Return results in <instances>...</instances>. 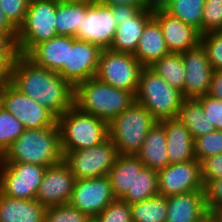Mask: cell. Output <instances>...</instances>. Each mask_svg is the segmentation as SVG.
Here are the masks:
<instances>
[{"instance_id": "15", "label": "cell", "mask_w": 222, "mask_h": 222, "mask_svg": "<svg viewBox=\"0 0 222 222\" xmlns=\"http://www.w3.org/2000/svg\"><path fill=\"white\" fill-rule=\"evenodd\" d=\"M115 199L108 175L75 181L70 204L88 217H96Z\"/></svg>"}, {"instance_id": "2", "label": "cell", "mask_w": 222, "mask_h": 222, "mask_svg": "<svg viewBox=\"0 0 222 222\" xmlns=\"http://www.w3.org/2000/svg\"><path fill=\"white\" fill-rule=\"evenodd\" d=\"M63 161L58 123L41 129H25L0 157V162H23L44 167Z\"/></svg>"}, {"instance_id": "40", "label": "cell", "mask_w": 222, "mask_h": 222, "mask_svg": "<svg viewBox=\"0 0 222 222\" xmlns=\"http://www.w3.org/2000/svg\"><path fill=\"white\" fill-rule=\"evenodd\" d=\"M197 99L202 103L205 115L212 122L215 130L222 131V100L207 94Z\"/></svg>"}, {"instance_id": "36", "label": "cell", "mask_w": 222, "mask_h": 222, "mask_svg": "<svg viewBox=\"0 0 222 222\" xmlns=\"http://www.w3.org/2000/svg\"><path fill=\"white\" fill-rule=\"evenodd\" d=\"M88 216L70 203L48 207L44 222H85Z\"/></svg>"}, {"instance_id": "48", "label": "cell", "mask_w": 222, "mask_h": 222, "mask_svg": "<svg viewBox=\"0 0 222 222\" xmlns=\"http://www.w3.org/2000/svg\"><path fill=\"white\" fill-rule=\"evenodd\" d=\"M173 0H144L146 9L151 11L164 10Z\"/></svg>"}, {"instance_id": "10", "label": "cell", "mask_w": 222, "mask_h": 222, "mask_svg": "<svg viewBox=\"0 0 222 222\" xmlns=\"http://www.w3.org/2000/svg\"><path fill=\"white\" fill-rule=\"evenodd\" d=\"M46 168L23 162H0V192L17 199H36Z\"/></svg>"}, {"instance_id": "7", "label": "cell", "mask_w": 222, "mask_h": 222, "mask_svg": "<svg viewBox=\"0 0 222 222\" xmlns=\"http://www.w3.org/2000/svg\"><path fill=\"white\" fill-rule=\"evenodd\" d=\"M58 0H30L24 22L17 29L19 54L26 55L35 45L57 36Z\"/></svg>"}, {"instance_id": "47", "label": "cell", "mask_w": 222, "mask_h": 222, "mask_svg": "<svg viewBox=\"0 0 222 222\" xmlns=\"http://www.w3.org/2000/svg\"><path fill=\"white\" fill-rule=\"evenodd\" d=\"M0 33L17 34V28L9 21L0 7Z\"/></svg>"}, {"instance_id": "12", "label": "cell", "mask_w": 222, "mask_h": 222, "mask_svg": "<svg viewBox=\"0 0 222 222\" xmlns=\"http://www.w3.org/2000/svg\"><path fill=\"white\" fill-rule=\"evenodd\" d=\"M102 51L100 46L68 36L67 65L57 73L75 87L95 77Z\"/></svg>"}, {"instance_id": "11", "label": "cell", "mask_w": 222, "mask_h": 222, "mask_svg": "<svg viewBox=\"0 0 222 222\" xmlns=\"http://www.w3.org/2000/svg\"><path fill=\"white\" fill-rule=\"evenodd\" d=\"M111 8L117 29L109 49L134 55L143 29L154 12L129 5H117Z\"/></svg>"}, {"instance_id": "44", "label": "cell", "mask_w": 222, "mask_h": 222, "mask_svg": "<svg viewBox=\"0 0 222 222\" xmlns=\"http://www.w3.org/2000/svg\"><path fill=\"white\" fill-rule=\"evenodd\" d=\"M16 58H2L0 57V88H5L11 84L12 65Z\"/></svg>"}, {"instance_id": "50", "label": "cell", "mask_w": 222, "mask_h": 222, "mask_svg": "<svg viewBox=\"0 0 222 222\" xmlns=\"http://www.w3.org/2000/svg\"><path fill=\"white\" fill-rule=\"evenodd\" d=\"M210 211L214 216L215 222H222V205L213 207Z\"/></svg>"}, {"instance_id": "41", "label": "cell", "mask_w": 222, "mask_h": 222, "mask_svg": "<svg viewBox=\"0 0 222 222\" xmlns=\"http://www.w3.org/2000/svg\"><path fill=\"white\" fill-rule=\"evenodd\" d=\"M201 178L204 187L210 181L222 178V153L210 156L201 162Z\"/></svg>"}, {"instance_id": "1", "label": "cell", "mask_w": 222, "mask_h": 222, "mask_svg": "<svg viewBox=\"0 0 222 222\" xmlns=\"http://www.w3.org/2000/svg\"><path fill=\"white\" fill-rule=\"evenodd\" d=\"M11 84L57 117L74 105V87L57 72L36 65L25 55L19 54L12 65Z\"/></svg>"}, {"instance_id": "21", "label": "cell", "mask_w": 222, "mask_h": 222, "mask_svg": "<svg viewBox=\"0 0 222 222\" xmlns=\"http://www.w3.org/2000/svg\"><path fill=\"white\" fill-rule=\"evenodd\" d=\"M167 206L165 222H193L208 211L204 191L168 196Z\"/></svg>"}, {"instance_id": "17", "label": "cell", "mask_w": 222, "mask_h": 222, "mask_svg": "<svg viewBox=\"0 0 222 222\" xmlns=\"http://www.w3.org/2000/svg\"><path fill=\"white\" fill-rule=\"evenodd\" d=\"M75 181V176L64 161L49 166L44 172L36 200L46 208L69 203Z\"/></svg>"}, {"instance_id": "13", "label": "cell", "mask_w": 222, "mask_h": 222, "mask_svg": "<svg viewBox=\"0 0 222 222\" xmlns=\"http://www.w3.org/2000/svg\"><path fill=\"white\" fill-rule=\"evenodd\" d=\"M3 108L18 119L25 129L54 126L58 117L48 108L20 92L12 84L4 88Z\"/></svg>"}, {"instance_id": "4", "label": "cell", "mask_w": 222, "mask_h": 222, "mask_svg": "<svg viewBox=\"0 0 222 222\" xmlns=\"http://www.w3.org/2000/svg\"><path fill=\"white\" fill-rule=\"evenodd\" d=\"M61 150L67 152L96 146L109 137L108 123L72 106L58 117Z\"/></svg>"}, {"instance_id": "52", "label": "cell", "mask_w": 222, "mask_h": 222, "mask_svg": "<svg viewBox=\"0 0 222 222\" xmlns=\"http://www.w3.org/2000/svg\"><path fill=\"white\" fill-rule=\"evenodd\" d=\"M85 222H98V220L95 217H88Z\"/></svg>"}, {"instance_id": "24", "label": "cell", "mask_w": 222, "mask_h": 222, "mask_svg": "<svg viewBox=\"0 0 222 222\" xmlns=\"http://www.w3.org/2000/svg\"><path fill=\"white\" fill-rule=\"evenodd\" d=\"M136 155L145 167L155 171H160L169 165L165 128L159 121L148 131Z\"/></svg>"}, {"instance_id": "5", "label": "cell", "mask_w": 222, "mask_h": 222, "mask_svg": "<svg viewBox=\"0 0 222 222\" xmlns=\"http://www.w3.org/2000/svg\"><path fill=\"white\" fill-rule=\"evenodd\" d=\"M156 122L153 115L136 101L115 116L108 123V132L118 154L136 155Z\"/></svg>"}, {"instance_id": "8", "label": "cell", "mask_w": 222, "mask_h": 222, "mask_svg": "<svg viewBox=\"0 0 222 222\" xmlns=\"http://www.w3.org/2000/svg\"><path fill=\"white\" fill-rule=\"evenodd\" d=\"M143 66L133 54L103 49L95 77L136 95Z\"/></svg>"}, {"instance_id": "43", "label": "cell", "mask_w": 222, "mask_h": 222, "mask_svg": "<svg viewBox=\"0 0 222 222\" xmlns=\"http://www.w3.org/2000/svg\"><path fill=\"white\" fill-rule=\"evenodd\" d=\"M17 34L0 33V57L17 58L19 55L17 48Z\"/></svg>"}, {"instance_id": "20", "label": "cell", "mask_w": 222, "mask_h": 222, "mask_svg": "<svg viewBox=\"0 0 222 222\" xmlns=\"http://www.w3.org/2000/svg\"><path fill=\"white\" fill-rule=\"evenodd\" d=\"M165 128L169 164L195 159L194 139L178 118L159 121Z\"/></svg>"}, {"instance_id": "14", "label": "cell", "mask_w": 222, "mask_h": 222, "mask_svg": "<svg viewBox=\"0 0 222 222\" xmlns=\"http://www.w3.org/2000/svg\"><path fill=\"white\" fill-rule=\"evenodd\" d=\"M116 29L117 23L112 8L94 0L82 17L81 27L75 38L100 46L102 49H109Z\"/></svg>"}, {"instance_id": "53", "label": "cell", "mask_w": 222, "mask_h": 222, "mask_svg": "<svg viewBox=\"0 0 222 222\" xmlns=\"http://www.w3.org/2000/svg\"><path fill=\"white\" fill-rule=\"evenodd\" d=\"M64 1H85V2H92L94 0H64Z\"/></svg>"}, {"instance_id": "37", "label": "cell", "mask_w": 222, "mask_h": 222, "mask_svg": "<svg viewBox=\"0 0 222 222\" xmlns=\"http://www.w3.org/2000/svg\"><path fill=\"white\" fill-rule=\"evenodd\" d=\"M222 30V0H205L202 34Z\"/></svg>"}, {"instance_id": "39", "label": "cell", "mask_w": 222, "mask_h": 222, "mask_svg": "<svg viewBox=\"0 0 222 222\" xmlns=\"http://www.w3.org/2000/svg\"><path fill=\"white\" fill-rule=\"evenodd\" d=\"M30 0H0V7L9 21L18 29L24 22Z\"/></svg>"}, {"instance_id": "18", "label": "cell", "mask_w": 222, "mask_h": 222, "mask_svg": "<svg viewBox=\"0 0 222 222\" xmlns=\"http://www.w3.org/2000/svg\"><path fill=\"white\" fill-rule=\"evenodd\" d=\"M186 74L184 98H198L209 91L214 69L211 67L205 49L197 47L181 53Z\"/></svg>"}, {"instance_id": "49", "label": "cell", "mask_w": 222, "mask_h": 222, "mask_svg": "<svg viewBox=\"0 0 222 222\" xmlns=\"http://www.w3.org/2000/svg\"><path fill=\"white\" fill-rule=\"evenodd\" d=\"M193 222H215L214 216L210 210Z\"/></svg>"}, {"instance_id": "28", "label": "cell", "mask_w": 222, "mask_h": 222, "mask_svg": "<svg viewBox=\"0 0 222 222\" xmlns=\"http://www.w3.org/2000/svg\"><path fill=\"white\" fill-rule=\"evenodd\" d=\"M177 118L190 131L193 139L215 130L212 122L205 115L202 103L197 98H184Z\"/></svg>"}, {"instance_id": "51", "label": "cell", "mask_w": 222, "mask_h": 222, "mask_svg": "<svg viewBox=\"0 0 222 222\" xmlns=\"http://www.w3.org/2000/svg\"><path fill=\"white\" fill-rule=\"evenodd\" d=\"M4 102V88H0V110L3 109Z\"/></svg>"}, {"instance_id": "23", "label": "cell", "mask_w": 222, "mask_h": 222, "mask_svg": "<svg viewBox=\"0 0 222 222\" xmlns=\"http://www.w3.org/2000/svg\"><path fill=\"white\" fill-rule=\"evenodd\" d=\"M46 209L36 199H17L0 192V222H44Z\"/></svg>"}, {"instance_id": "35", "label": "cell", "mask_w": 222, "mask_h": 222, "mask_svg": "<svg viewBox=\"0 0 222 222\" xmlns=\"http://www.w3.org/2000/svg\"><path fill=\"white\" fill-rule=\"evenodd\" d=\"M200 44L207 53L211 67L214 70L222 69V30L202 34Z\"/></svg>"}, {"instance_id": "38", "label": "cell", "mask_w": 222, "mask_h": 222, "mask_svg": "<svg viewBox=\"0 0 222 222\" xmlns=\"http://www.w3.org/2000/svg\"><path fill=\"white\" fill-rule=\"evenodd\" d=\"M95 218L98 222H132L130 204L122 199H114Z\"/></svg>"}, {"instance_id": "33", "label": "cell", "mask_w": 222, "mask_h": 222, "mask_svg": "<svg viewBox=\"0 0 222 222\" xmlns=\"http://www.w3.org/2000/svg\"><path fill=\"white\" fill-rule=\"evenodd\" d=\"M24 131L18 119L4 108L0 110V157Z\"/></svg>"}, {"instance_id": "32", "label": "cell", "mask_w": 222, "mask_h": 222, "mask_svg": "<svg viewBox=\"0 0 222 222\" xmlns=\"http://www.w3.org/2000/svg\"><path fill=\"white\" fill-rule=\"evenodd\" d=\"M205 0H173L164 10L193 26L202 35V19Z\"/></svg>"}, {"instance_id": "19", "label": "cell", "mask_w": 222, "mask_h": 222, "mask_svg": "<svg viewBox=\"0 0 222 222\" xmlns=\"http://www.w3.org/2000/svg\"><path fill=\"white\" fill-rule=\"evenodd\" d=\"M153 17L159 23L170 53H183L200 44L201 34L193 26L171 16L165 10L154 11Z\"/></svg>"}, {"instance_id": "26", "label": "cell", "mask_w": 222, "mask_h": 222, "mask_svg": "<svg viewBox=\"0 0 222 222\" xmlns=\"http://www.w3.org/2000/svg\"><path fill=\"white\" fill-rule=\"evenodd\" d=\"M68 36L57 35L35 45L25 56L38 66L57 72L67 65Z\"/></svg>"}, {"instance_id": "27", "label": "cell", "mask_w": 222, "mask_h": 222, "mask_svg": "<svg viewBox=\"0 0 222 222\" xmlns=\"http://www.w3.org/2000/svg\"><path fill=\"white\" fill-rule=\"evenodd\" d=\"M90 5L91 2L85 1L58 0L55 21L57 35L75 37Z\"/></svg>"}, {"instance_id": "45", "label": "cell", "mask_w": 222, "mask_h": 222, "mask_svg": "<svg viewBox=\"0 0 222 222\" xmlns=\"http://www.w3.org/2000/svg\"><path fill=\"white\" fill-rule=\"evenodd\" d=\"M207 95L222 100V69L214 70Z\"/></svg>"}, {"instance_id": "30", "label": "cell", "mask_w": 222, "mask_h": 222, "mask_svg": "<svg viewBox=\"0 0 222 222\" xmlns=\"http://www.w3.org/2000/svg\"><path fill=\"white\" fill-rule=\"evenodd\" d=\"M132 222H165L168 212L167 197L156 195L130 204Z\"/></svg>"}, {"instance_id": "25", "label": "cell", "mask_w": 222, "mask_h": 222, "mask_svg": "<svg viewBox=\"0 0 222 222\" xmlns=\"http://www.w3.org/2000/svg\"><path fill=\"white\" fill-rule=\"evenodd\" d=\"M137 155L119 154L108 173L115 199H122L132 189L136 176L144 168Z\"/></svg>"}, {"instance_id": "22", "label": "cell", "mask_w": 222, "mask_h": 222, "mask_svg": "<svg viewBox=\"0 0 222 222\" xmlns=\"http://www.w3.org/2000/svg\"><path fill=\"white\" fill-rule=\"evenodd\" d=\"M169 53L159 23L152 17L143 29L134 56L143 67H150Z\"/></svg>"}, {"instance_id": "16", "label": "cell", "mask_w": 222, "mask_h": 222, "mask_svg": "<svg viewBox=\"0 0 222 222\" xmlns=\"http://www.w3.org/2000/svg\"><path fill=\"white\" fill-rule=\"evenodd\" d=\"M159 195L168 197L192 191H204L201 162L196 159L169 164L158 171Z\"/></svg>"}, {"instance_id": "9", "label": "cell", "mask_w": 222, "mask_h": 222, "mask_svg": "<svg viewBox=\"0 0 222 222\" xmlns=\"http://www.w3.org/2000/svg\"><path fill=\"white\" fill-rule=\"evenodd\" d=\"M118 155L116 146L108 137L96 146L67 152L63 161L69 166L76 180L90 179L108 175Z\"/></svg>"}, {"instance_id": "31", "label": "cell", "mask_w": 222, "mask_h": 222, "mask_svg": "<svg viewBox=\"0 0 222 222\" xmlns=\"http://www.w3.org/2000/svg\"><path fill=\"white\" fill-rule=\"evenodd\" d=\"M158 182V171L144 167L122 200L133 204L154 197L159 194Z\"/></svg>"}, {"instance_id": "6", "label": "cell", "mask_w": 222, "mask_h": 222, "mask_svg": "<svg viewBox=\"0 0 222 222\" xmlns=\"http://www.w3.org/2000/svg\"><path fill=\"white\" fill-rule=\"evenodd\" d=\"M184 97L150 67H143L135 101L144 106L157 121L177 118Z\"/></svg>"}, {"instance_id": "42", "label": "cell", "mask_w": 222, "mask_h": 222, "mask_svg": "<svg viewBox=\"0 0 222 222\" xmlns=\"http://www.w3.org/2000/svg\"><path fill=\"white\" fill-rule=\"evenodd\" d=\"M205 199L208 210L222 205V178L210 181L205 187Z\"/></svg>"}, {"instance_id": "34", "label": "cell", "mask_w": 222, "mask_h": 222, "mask_svg": "<svg viewBox=\"0 0 222 222\" xmlns=\"http://www.w3.org/2000/svg\"><path fill=\"white\" fill-rule=\"evenodd\" d=\"M194 152L199 162L222 153V131L214 130L194 139Z\"/></svg>"}, {"instance_id": "46", "label": "cell", "mask_w": 222, "mask_h": 222, "mask_svg": "<svg viewBox=\"0 0 222 222\" xmlns=\"http://www.w3.org/2000/svg\"><path fill=\"white\" fill-rule=\"evenodd\" d=\"M98 1L110 7L117 5H129V6H135L138 9H146L144 0H98Z\"/></svg>"}, {"instance_id": "29", "label": "cell", "mask_w": 222, "mask_h": 222, "mask_svg": "<svg viewBox=\"0 0 222 222\" xmlns=\"http://www.w3.org/2000/svg\"><path fill=\"white\" fill-rule=\"evenodd\" d=\"M170 86L176 88L184 97L185 65L181 53H169L150 66Z\"/></svg>"}, {"instance_id": "3", "label": "cell", "mask_w": 222, "mask_h": 222, "mask_svg": "<svg viewBox=\"0 0 222 222\" xmlns=\"http://www.w3.org/2000/svg\"><path fill=\"white\" fill-rule=\"evenodd\" d=\"M135 101L132 92L115 88L96 77L74 87V106L109 123Z\"/></svg>"}]
</instances>
